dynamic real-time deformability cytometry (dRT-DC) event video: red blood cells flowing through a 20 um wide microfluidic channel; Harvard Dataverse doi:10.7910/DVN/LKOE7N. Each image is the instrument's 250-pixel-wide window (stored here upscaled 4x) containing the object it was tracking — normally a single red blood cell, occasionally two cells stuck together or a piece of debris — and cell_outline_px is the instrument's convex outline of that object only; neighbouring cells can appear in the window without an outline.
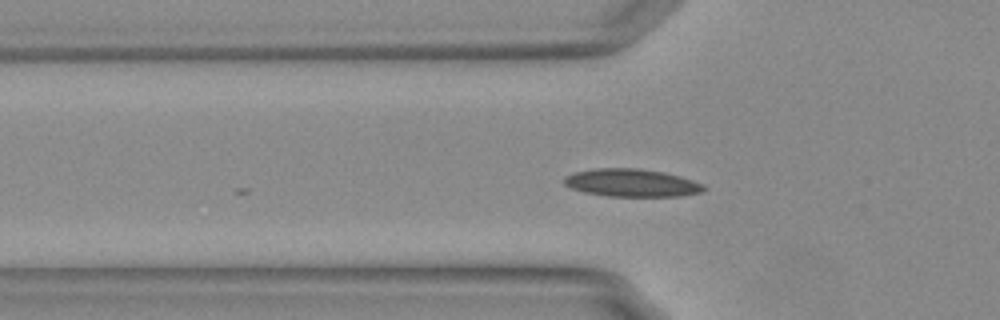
{"species": "Egyptian fruit bat (a non-hibernating species)", "species_latin": "Rousettus aegyptiacus", "temperature_condition": "warm", "stored_images_in_passage": 8, "camera_frame_rate_fps": 3000, "um_per_image_px": 0.085, "animal": {"sex": "female"}, "frame": {"image": 1, "passage_image": 3, "time_ms": 0.667, "image_size_px": [1000, 320], "cell_outline_px": [[708, 188], [700, 192], [680, 196], [608, 196], [584, 192], [572, 188], [564, 184], [560, 180], [564, 176], [572, 172], [596, 168], [636, 168], [664, 172], [680, 176], [704, 184]], "centroid_in_image_um": [53.65, 15.53], "position_along_channel_um": 72.1, "area_um2": 22.77}}